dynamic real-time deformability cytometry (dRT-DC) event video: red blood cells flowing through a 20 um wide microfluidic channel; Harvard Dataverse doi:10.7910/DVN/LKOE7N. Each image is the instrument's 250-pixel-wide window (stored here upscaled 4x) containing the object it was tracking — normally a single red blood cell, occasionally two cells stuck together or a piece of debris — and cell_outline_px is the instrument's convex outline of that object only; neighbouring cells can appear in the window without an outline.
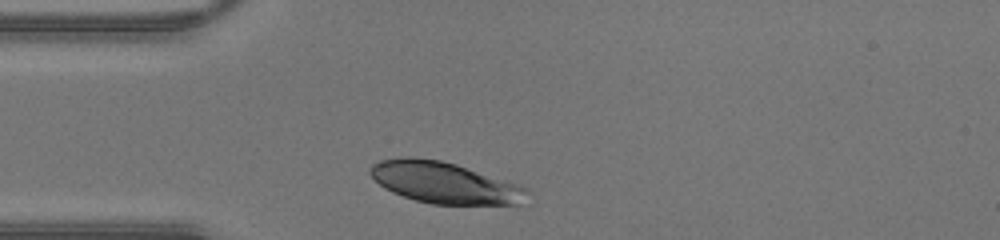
{"species": "human", "species_latin": "Homo sapiens", "temperature_condition": "warm", "stored_images_in_passage": 24, "camera_frame_rate_fps": 3000, "um_per_image_px": 0.085, "donor": {"sex": "male"}, "frame": {"image": 1, "passage_image": 1, "time_ms": 0.0, "image_size_px": [1000, 240], "cell_outline_px": [[500, 204], [440, 204], [420, 200], [396, 192], [388, 188], [380, 180], [392, 160], [432, 160], [448, 164], [460, 168], [476, 176], [488, 184]], "centroid_in_image_um": [37.15, 15.56], "position_along_channel_um": 47.9, "area_um2": 26.82}}
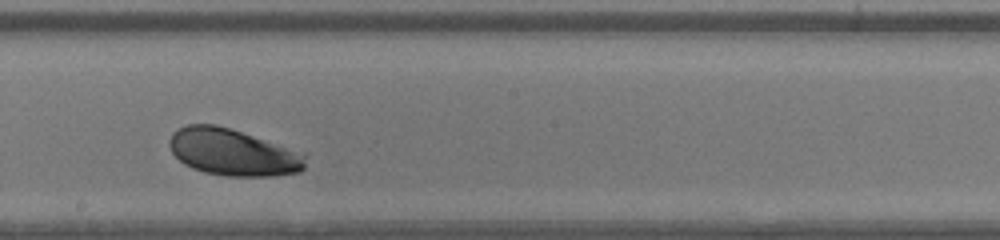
{"frame": {"image": 2, "passage_image": 14, "time_ms": 4.333, "image_size_px": [1000, 240], "cell_outline_px": [[300, 168], [288, 172], [216, 172], [200, 168], [188, 164], [172, 148], [172, 140], [184, 128], [224, 128], [236, 132], [300, 164]], "centroid_in_image_um": [19.4, 12.94], "position_along_channel_um": 228.8, "area_um2": 27.98}}
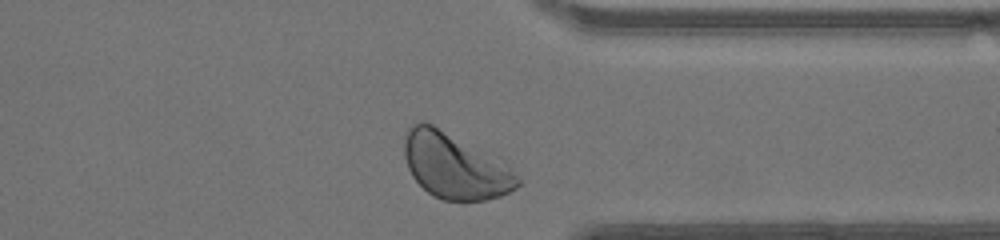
{"frame": {"image": 3, "passage_image": 24, "time_ms": 7.667, "image_size_px": [1000, 240], "cell_outline_px": [[512, 188], [504, 192], [492, 196], [476, 200], [448, 200], [424, 188], [412, 172], [408, 160], [408, 140]], "centroid_in_image_um": [38.27, 15.01], "position_along_channel_um": 373.1, "area_um2": 21.96}}